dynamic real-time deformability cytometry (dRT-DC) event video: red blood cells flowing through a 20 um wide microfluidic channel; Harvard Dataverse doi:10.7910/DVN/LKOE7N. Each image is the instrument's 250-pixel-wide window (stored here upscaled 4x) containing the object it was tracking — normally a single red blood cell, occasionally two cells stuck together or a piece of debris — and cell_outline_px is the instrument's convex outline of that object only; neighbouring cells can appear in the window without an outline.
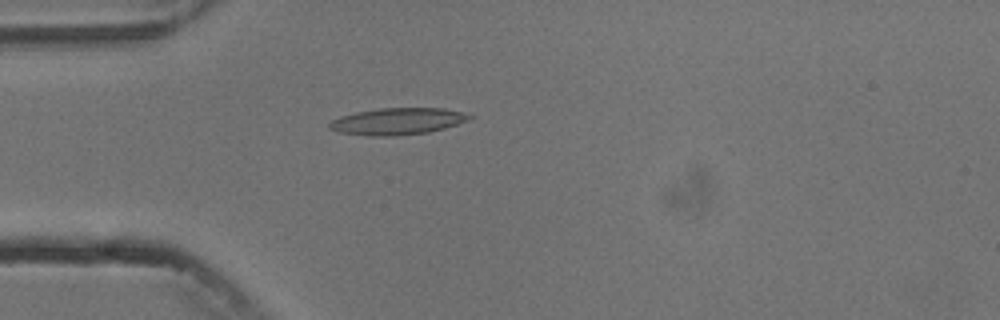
{"species": "common noctule bat (a hibernating species)", "species_latin": "Nyctalus noctula", "temperature_condition": "cold", "stored_images_in_passage": 5, "camera_frame_rate_fps": 3000, "um_per_image_px": 0.085, "animal": {"sex": "male", "body_mass_g": 13.3}, "frame": {"image": 1, "passage_image": 5, "time_ms": 4.667, "image_size_px": [1000, 320], "cell_outline_px": [[472, 116], [468, 120], [444, 128], [428, 132], [396, 136], [364, 136], [340, 132], [328, 128], [328, 124], [332, 120], [340, 116], [356, 112], [380, 108], [444, 108], [460, 112]], "centroid_in_image_um": [33.73, 10.32], "position_along_channel_um": 51.3, "area_um2": 21.73}}